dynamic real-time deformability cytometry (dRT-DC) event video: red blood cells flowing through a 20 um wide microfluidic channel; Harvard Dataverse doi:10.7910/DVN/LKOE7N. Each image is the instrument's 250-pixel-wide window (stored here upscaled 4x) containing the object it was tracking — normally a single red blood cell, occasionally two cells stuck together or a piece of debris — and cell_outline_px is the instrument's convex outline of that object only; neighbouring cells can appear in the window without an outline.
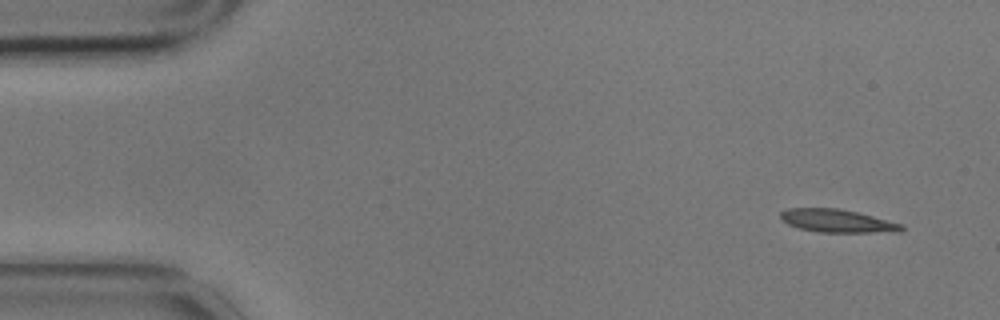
{"species": "common noctule bat (a hibernating species)", "species_latin": "Nyctalus noctula", "temperature_condition": "cold", "stored_images_in_passage": 5, "camera_frame_rate_fps": 3000, "um_per_image_px": 0.085, "animal": {"sex": "male", "body_mass_g": 17.9}, "frame": {"image": 1, "passage_image": 1, "time_ms": 0.0, "image_size_px": [1000, 320], "cell_outline_px": [[904, 228], [900, 232], [820, 232], [800, 228], [788, 224], [780, 216], [780, 212], [788, 208], [840, 208], [904, 224]], "centroid_in_image_um": [71.2, 18.77], "position_along_channel_um": 13.8, "area_um2": 16.13}}
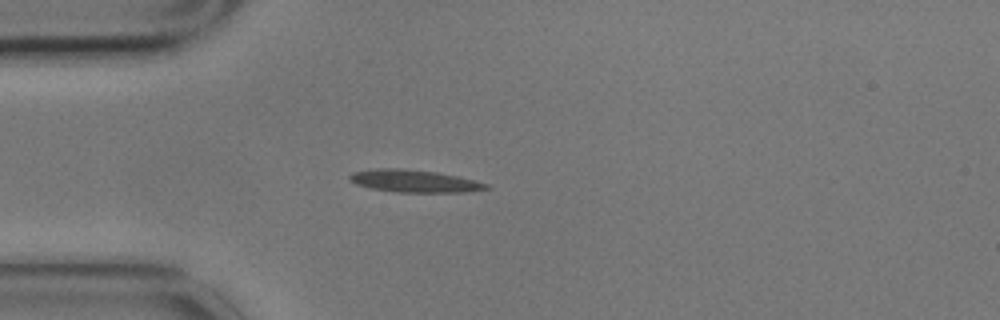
{"frame": {"image": 2, "passage_image": 4, "time_ms": 1.0, "image_size_px": [1000, 320], "cell_outline_px": [[492, 188], [464, 192], [396, 192], [372, 188], [356, 184], [348, 180], [348, 176], [352, 172], [376, 168], [400, 168], [436, 172], [456, 176], [488, 184]], "centroid_in_image_um": [35.17, 15.39], "position_along_channel_um": 49.8, "area_um2": 17.74}}